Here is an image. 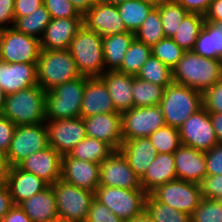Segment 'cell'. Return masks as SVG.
<instances>
[{"label":"cell","mask_w":222,"mask_h":222,"mask_svg":"<svg viewBox=\"0 0 222 222\" xmlns=\"http://www.w3.org/2000/svg\"><path fill=\"white\" fill-rule=\"evenodd\" d=\"M173 82L203 93L222 79V60L185 51L172 69Z\"/></svg>","instance_id":"1"},{"label":"cell","mask_w":222,"mask_h":222,"mask_svg":"<svg viewBox=\"0 0 222 222\" xmlns=\"http://www.w3.org/2000/svg\"><path fill=\"white\" fill-rule=\"evenodd\" d=\"M46 92L33 85L16 93L5 95L2 115L16 126L38 124L46 121Z\"/></svg>","instance_id":"2"},{"label":"cell","mask_w":222,"mask_h":222,"mask_svg":"<svg viewBox=\"0 0 222 222\" xmlns=\"http://www.w3.org/2000/svg\"><path fill=\"white\" fill-rule=\"evenodd\" d=\"M36 65L38 84L45 92L81 76L68 49H41Z\"/></svg>","instance_id":"3"},{"label":"cell","mask_w":222,"mask_h":222,"mask_svg":"<svg viewBox=\"0 0 222 222\" xmlns=\"http://www.w3.org/2000/svg\"><path fill=\"white\" fill-rule=\"evenodd\" d=\"M159 106L165 124L179 129L193 113L203 107L202 93L172 82L165 88Z\"/></svg>","instance_id":"4"},{"label":"cell","mask_w":222,"mask_h":222,"mask_svg":"<svg viewBox=\"0 0 222 222\" xmlns=\"http://www.w3.org/2000/svg\"><path fill=\"white\" fill-rule=\"evenodd\" d=\"M81 75L100 77L105 72L103 38L84 25L78 30L68 49Z\"/></svg>","instance_id":"5"},{"label":"cell","mask_w":222,"mask_h":222,"mask_svg":"<svg viewBox=\"0 0 222 222\" xmlns=\"http://www.w3.org/2000/svg\"><path fill=\"white\" fill-rule=\"evenodd\" d=\"M85 76L63 83L46 92V120L80 117Z\"/></svg>","instance_id":"6"},{"label":"cell","mask_w":222,"mask_h":222,"mask_svg":"<svg viewBox=\"0 0 222 222\" xmlns=\"http://www.w3.org/2000/svg\"><path fill=\"white\" fill-rule=\"evenodd\" d=\"M49 146L45 122L17 125L9 150L4 155L7 168L18 166L27 156L44 150Z\"/></svg>","instance_id":"7"},{"label":"cell","mask_w":222,"mask_h":222,"mask_svg":"<svg viewBox=\"0 0 222 222\" xmlns=\"http://www.w3.org/2000/svg\"><path fill=\"white\" fill-rule=\"evenodd\" d=\"M51 186L57 203L58 217L85 222L91 203L95 199V192L79 188L62 179Z\"/></svg>","instance_id":"8"},{"label":"cell","mask_w":222,"mask_h":222,"mask_svg":"<svg viewBox=\"0 0 222 222\" xmlns=\"http://www.w3.org/2000/svg\"><path fill=\"white\" fill-rule=\"evenodd\" d=\"M147 196L144 190L109 186H99L95 191V199L123 221L132 219L145 210Z\"/></svg>","instance_id":"9"},{"label":"cell","mask_w":222,"mask_h":222,"mask_svg":"<svg viewBox=\"0 0 222 222\" xmlns=\"http://www.w3.org/2000/svg\"><path fill=\"white\" fill-rule=\"evenodd\" d=\"M40 40L14 27L0 30V60L6 63H37Z\"/></svg>","instance_id":"10"},{"label":"cell","mask_w":222,"mask_h":222,"mask_svg":"<svg viewBox=\"0 0 222 222\" xmlns=\"http://www.w3.org/2000/svg\"><path fill=\"white\" fill-rule=\"evenodd\" d=\"M157 201L191 215L203 199L200 184L175 179L150 193Z\"/></svg>","instance_id":"11"},{"label":"cell","mask_w":222,"mask_h":222,"mask_svg":"<svg viewBox=\"0 0 222 222\" xmlns=\"http://www.w3.org/2000/svg\"><path fill=\"white\" fill-rule=\"evenodd\" d=\"M121 124L123 140L149 137L166 125L159 105L126 110L121 113Z\"/></svg>","instance_id":"12"},{"label":"cell","mask_w":222,"mask_h":222,"mask_svg":"<svg viewBox=\"0 0 222 222\" xmlns=\"http://www.w3.org/2000/svg\"><path fill=\"white\" fill-rule=\"evenodd\" d=\"M179 134L182 145L198 151L207 152L219 143L210 120V113L204 107L182 124Z\"/></svg>","instance_id":"13"},{"label":"cell","mask_w":222,"mask_h":222,"mask_svg":"<svg viewBox=\"0 0 222 222\" xmlns=\"http://www.w3.org/2000/svg\"><path fill=\"white\" fill-rule=\"evenodd\" d=\"M49 146L62 156L68 154L86 137V129L82 117L46 120Z\"/></svg>","instance_id":"14"},{"label":"cell","mask_w":222,"mask_h":222,"mask_svg":"<svg viewBox=\"0 0 222 222\" xmlns=\"http://www.w3.org/2000/svg\"><path fill=\"white\" fill-rule=\"evenodd\" d=\"M99 186L143 190L140 179L119 150L114 151L100 164Z\"/></svg>","instance_id":"15"},{"label":"cell","mask_w":222,"mask_h":222,"mask_svg":"<svg viewBox=\"0 0 222 222\" xmlns=\"http://www.w3.org/2000/svg\"><path fill=\"white\" fill-rule=\"evenodd\" d=\"M86 136L96 138L109 144L118 151L123 143L121 113H100L83 118Z\"/></svg>","instance_id":"16"},{"label":"cell","mask_w":222,"mask_h":222,"mask_svg":"<svg viewBox=\"0 0 222 222\" xmlns=\"http://www.w3.org/2000/svg\"><path fill=\"white\" fill-rule=\"evenodd\" d=\"M83 25L100 36L128 32L116 5L96 2L84 15Z\"/></svg>","instance_id":"17"},{"label":"cell","mask_w":222,"mask_h":222,"mask_svg":"<svg viewBox=\"0 0 222 222\" xmlns=\"http://www.w3.org/2000/svg\"><path fill=\"white\" fill-rule=\"evenodd\" d=\"M61 179L82 189L95 192L99 187L100 164L62 156Z\"/></svg>","instance_id":"18"},{"label":"cell","mask_w":222,"mask_h":222,"mask_svg":"<svg viewBox=\"0 0 222 222\" xmlns=\"http://www.w3.org/2000/svg\"><path fill=\"white\" fill-rule=\"evenodd\" d=\"M18 167L41 178L48 185L61 179L62 155L51 146L27 156Z\"/></svg>","instance_id":"19"},{"label":"cell","mask_w":222,"mask_h":222,"mask_svg":"<svg viewBox=\"0 0 222 222\" xmlns=\"http://www.w3.org/2000/svg\"><path fill=\"white\" fill-rule=\"evenodd\" d=\"M82 26L83 17L51 19L40 39L41 49H69L71 41Z\"/></svg>","instance_id":"20"},{"label":"cell","mask_w":222,"mask_h":222,"mask_svg":"<svg viewBox=\"0 0 222 222\" xmlns=\"http://www.w3.org/2000/svg\"><path fill=\"white\" fill-rule=\"evenodd\" d=\"M37 63H6L0 60V88L5 95L38 84Z\"/></svg>","instance_id":"21"},{"label":"cell","mask_w":222,"mask_h":222,"mask_svg":"<svg viewBox=\"0 0 222 222\" xmlns=\"http://www.w3.org/2000/svg\"><path fill=\"white\" fill-rule=\"evenodd\" d=\"M5 182L14 205H20L49 186L41 178L20 169L18 166L6 168Z\"/></svg>","instance_id":"22"},{"label":"cell","mask_w":222,"mask_h":222,"mask_svg":"<svg viewBox=\"0 0 222 222\" xmlns=\"http://www.w3.org/2000/svg\"><path fill=\"white\" fill-rule=\"evenodd\" d=\"M117 112L108 89L100 77L85 76V88L80 117L87 118L100 113Z\"/></svg>","instance_id":"23"},{"label":"cell","mask_w":222,"mask_h":222,"mask_svg":"<svg viewBox=\"0 0 222 222\" xmlns=\"http://www.w3.org/2000/svg\"><path fill=\"white\" fill-rule=\"evenodd\" d=\"M173 155L177 179L200 184L207 176L205 152L181 145Z\"/></svg>","instance_id":"24"},{"label":"cell","mask_w":222,"mask_h":222,"mask_svg":"<svg viewBox=\"0 0 222 222\" xmlns=\"http://www.w3.org/2000/svg\"><path fill=\"white\" fill-rule=\"evenodd\" d=\"M119 151L139 179L145 175L158 154L149 137L123 140Z\"/></svg>","instance_id":"25"},{"label":"cell","mask_w":222,"mask_h":222,"mask_svg":"<svg viewBox=\"0 0 222 222\" xmlns=\"http://www.w3.org/2000/svg\"><path fill=\"white\" fill-rule=\"evenodd\" d=\"M100 78L108 89L116 111L122 113L134 107L132 95L133 75L110 70L104 72Z\"/></svg>","instance_id":"26"},{"label":"cell","mask_w":222,"mask_h":222,"mask_svg":"<svg viewBox=\"0 0 222 222\" xmlns=\"http://www.w3.org/2000/svg\"><path fill=\"white\" fill-rule=\"evenodd\" d=\"M177 179L175 158L170 153H158L155 160L148 167L145 175L140 179L142 189L150 194L158 186Z\"/></svg>","instance_id":"27"},{"label":"cell","mask_w":222,"mask_h":222,"mask_svg":"<svg viewBox=\"0 0 222 222\" xmlns=\"http://www.w3.org/2000/svg\"><path fill=\"white\" fill-rule=\"evenodd\" d=\"M32 222H53L58 218L53 187L49 185L20 204Z\"/></svg>","instance_id":"28"},{"label":"cell","mask_w":222,"mask_h":222,"mask_svg":"<svg viewBox=\"0 0 222 222\" xmlns=\"http://www.w3.org/2000/svg\"><path fill=\"white\" fill-rule=\"evenodd\" d=\"M192 51L206 58L222 60V22L205 20Z\"/></svg>","instance_id":"29"},{"label":"cell","mask_w":222,"mask_h":222,"mask_svg":"<svg viewBox=\"0 0 222 222\" xmlns=\"http://www.w3.org/2000/svg\"><path fill=\"white\" fill-rule=\"evenodd\" d=\"M103 57L105 72L117 70L123 61L124 55L133 41V32H122L103 36Z\"/></svg>","instance_id":"30"},{"label":"cell","mask_w":222,"mask_h":222,"mask_svg":"<svg viewBox=\"0 0 222 222\" xmlns=\"http://www.w3.org/2000/svg\"><path fill=\"white\" fill-rule=\"evenodd\" d=\"M114 151L104 141L86 136L68 154L72 158L101 164Z\"/></svg>","instance_id":"31"},{"label":"cell","mask_w":222,"mask_h":222,"mask_svg":"<svg viewBox=\"0 0 222 222\" xmlns=\"http://www.w3.org/2000/svg\"><path fill=\"white\" fill-rule=\"evenodd\" d=\"M204 21L203 15L187 13L171 38L184 51H192Z\"/></svg>","instance_id":"32"},{"label":"cell","mask_w":222,"mask_h":222,"mask_svg":"<svg viewBox=\"0 0 222 222\" xmlns=\"http://www.w3.org/2000/svg\"><path fill=\"white\" fill-rule=\"evenodd\" d=\"M117 7L126 29L135 33L155 6L140 0H128Z\"/></svg>","instance_id":"33"},{"label":"cell","mask_w":222,"mask_h":222,"mask_svg":"<svg viewBox=\"0 0 222 222\" xmlns=\"http://www.w3.org/2000/svg\"><path fill=\"white\" fill-rule=\"evenodd\" d=\"M50 21V14L43 5L25 17L15 18L13 27L21 33L40 40Z\"/></svg>","instance_id":"34"},{"label":"cell","mask_w":222,"mask_h":222,"mask_svg":"<svg viewBox=\"0 0 222 222\" xmlns=\"http://www.w3.org/2000/svg\"><path fill=\"white\" fill-rule=\"evenodd\" d=\"M165 87L134 76L132 95L134 107H147L160 105Z\"/></svg>","instance_id":"35"},{"label":"cell","mask_w":222,"mask_h":222,"mask_svg":"<svg viewBox=\"0 0 222 222\" xmlns=\"http://www.w3.org/2000/svg\"><path fill=\"white\" fill-rule=\"evenodd\" d=\"M134 37L151 48L165 38L158 7L150 11L141 27L134 33Z\"/></svg>","instance_id":"36"},{"label":"cell","mask_w":222,"mask_h":222,"mask_svg":"<svg viewBox=\"0 0 222 222\" xmlns=\"http://www.w3.org/2000/svg\"><path fill=\"white\" fill-rule=\"evenodd\" d=\"M151 54V47L134 38L124 55L121 66L117 69V71L137 76L141 67L148 60Z\"/></svg>","instance_id":"37"},{"label":"cell","mask_w":222,"mask_h":222,"mask_svg":"<svg viewBox=\"0 0 222 222\" xmlns=\"http://www.w3.org/2000/svg\"><path fill=\"white\" fill-rule=\"evenodd\" d=\"M136 77L165 88L173 82L172 70L152 54Z\"/></svg>","instance_id":"38"},{"label":"cell","mask_w":222,"mask_h":222,"mask_svg":"<svg viewBox=\"0 0 222 222\" xmlns=\"http://www.w3.org/2000/svg\"><path fill=\"white\" fill-rule=\"evenodd\" d=\"M157 7L161 14L165 37H172L188 12L175 0H163Z\"/></svg>","instance_id":"39"},{"label":"cell","mask_w":222,"mask_h":222,"mask_svg":"<svg viewBox=\"0 0 222 222\" xmlns=\"http://www.w3.org/2000/svg\"><path fill=\"white\" fill-rule=\"evenodd\" d=\"M145 210L155 222H191L190 215L157 201L151 194L146 198Z\"/></svg>","instance_id":"40"},{"label":"cell","mask_w":222,"mask_h":222,"mask_svg":"<svg viewBox=\"0 0 222 222\" xmlns=\"http://www.w3.org/2000/svg\"><path fill=\"white\" fill-rule=\"evenodd\" d=\"M157 153L173 154L181 145L179 129L165 125L149 136Z\"/></svg>","instance_id":"41"},{"label":"cell","mask_w":222,"mask_h":222,"mask_svg":"<svg viewBox=\"0 0 222 222\" xmlns=\"http://www.w3.org/2000/svg\"><path fill=\"white\" fill-rule=\"evenodd\" d=\"M185 51L171 38L165 37L151 48V53L171 70L182 58Z\"/></svg>","instance_id":"42"},{"label":"cell","mask_w":222,"mask_h":222,"mask_svg":"<svg viewBox=\"0 0 222 222\" xmlns=\"http://www.w3.org/2000/svg\"><path fill=\"white\" fill-rule=\"evenodd\" d=\"M191 222H222V202L203 198L190 215Z\"/></svg>","instance_id":"43"},{"label":"cell","mask_w":222,"mask_h":222,"mask_svg":"<svg viewBox=\"0 0 222 222\" xmlns=\"http://www.w3.org/2000/svg\"><path fill=\"white\" fill-rule=\"evenodd\" d=\"M51 19L83 17L69 0H43Z\"/></svg>","instance_id":"44"},{"label":"cell","mask_w":222,"mask_h":222,"mask_svg":"<svg viewBox=\"0 0 222 222\" xmlns=\"http://www.w3.org/2000/svg\"><path fill=\"white\" fill-rule=\"evenodd\" d=\"M202 103L209 113H222V79L202 93Z\"/></svg>","instance_id":"45"},{"label":"cell","mask_w":222,"mask_h":222,"mask_svg":"<svg viewBox=\"0 0 222 222\" xmlns=\"http://www.w3.org/2000/svg\"><path fill=\"white\" fill-rule=\"evenodd\" d=\"M85 222H124L111 209L94 199Z\"/></svg>","instance_id":"46"},{"label":"cell","mask_w":222,"mask_h":222,"mask_svg":"<svg viewBox=\"0 0 222 222\" xmlns=\"http://www.w3.org/2000/svg\"><path fill=\"white\" fill-rule=\"evenodd\" d=\"M203 198L222 202V175H207L200 183Z\"/></svg>","instance_id":"47"},{"label":"cell","mask_w":222,"mask_h":222,"mask_svg":"<svg viewBox=\"0 0 222 222\" xmlns=\"http://www.w3.org/2000/svg\"><path fill=\"white\" fill-rule=\"evenodd\" d=\"M207 175H222V143L205 152Z\"/></svg>","instance_id":"48"},{"label":"cell","mask_w":222,"mask_h":222,"mask_svg":"<svg viewBox=\"0 0 222 222\" xmlns=\"http://www.w3.org/2000/svg\"><path fill=\"white\" fill-rule=\"evenodd\" d=\"M16 125L6 116L0 114V154L3 156L10 147Z\"/></svg>","instance_id":"49"},{"label":"cell","mask_w":222,"mask_h":222,"mask_svg":"<svg viewBox=\"0 0 222 222\" xmlns=\"http://www.w3.org/2000/svg\"><path fill=\"white\" fill-rule=\"evenodd\" d=\"M14 3L15 0H0V30L14 26Z\"/></svg>","instance_id":"50"},{"label":"cell","mask_w":222,"mask_h":222,"mask_svg":"<svg viewBox=\"0 0 222 222\" xmlns=\"http://www.w3.org/2000/svg\"><path fill=\"white\" fill-rule=\"evenodd\" d=\"M43 6V0H15V18H22Z\"/></svg>","instance_id":"51"},{"label":"cell","mask_w":222,"mask_h":222,"mask_svg":"<svg viewBox=\"0 0 222 222\" xmlns=\"http://www.w3.org/2000/svg\"><path fill=\"white\" fill-rule=\"evenodd\" d=\"M183 6L188 13H197L205 16L213 0H175Z\"/></svg>","instance_id":"52"},{"label":"cell","mask_w":222,"mask_h":222,"mask_svg":"<svg viewBox=\"0 0 222 222\" xmlns=\"http://www.w3.org/2000/svg\"><path fill=\"white\" fill-rule=\"evenodd\" d=\"M13 205L9 188L4 181L0 183V220L8 213Z\"/></svg>","instance_id":"53"},{"label":"cell","mask_w":222,"mask_h":222,"mask_svg":"<svg viewBox=\"0 0 222 222\" xmlns=\"http://www.w3.org/2000/svg\"><path fill=\"white\" fill-rule=\"evenodd\" d=\"M0 222H32L20 205H13Z\"/></svg>","instance_id":"54"},{"label":"cell","mask_w":222,"mask_h":222,"mask_svg":"<svg viewBox=\"0 0 222 222\" xmlns=\"http://www.w3.org/2000/svg\"><path fill=\"white\" fill-rule=\"evenodd\" d=\"M204 17L209 22H222V0H213Z\"/></svg>","instance_id":"55"},{"label":"cell","mask_w":222,"mask_h":222,"mask_svg":"<svg viewBox=\"0 0 222 222\" xmlns=\"http://www.w3.org/2000/svg\"><path fill=\"white\" fill-rule=\"evenodd\" d=\"M210 120L219 143H222V113H210Z\"/></svg>","instance_id":"56"},{"label":"cell","mask_w":222,"mask_h":222,"mask_svg":"<svg viewBox=\"0 0 222 222\" xmlns=\"http://www.w3.org/2000/svg\"><path fill=\"white\" fill-rule=\"evenodd\" d=\"M77 11L84 15L96 2L97 0H69Z\"/></svg>","instance_id":"57"},{"label":"cell","mask_w":222,"mask_h":222,"mask_svg":"<svg viewBox=\"0 0 222 222\" xmlns=\"http://www.w3.org/2000/svg\"><path fill=\"white\" fill-rule=\"evenodd\" d=\"M124 222H155V220L151 217V215L146 210H144L138 216L129 220H125Z\"/></svg>","instance_id":"58"},{"label":"cell","mask_w":222,"mask_h":222,"mask_svg":"<svg viewBox=\"0 0 222 222\" xmlns=\"http://www.w3.org/2000/svg\"><path fill=\"white\" fill-rule=\"evenodd\" d=\"M6 168L4 156L0 154V183L5 181Z\"/></svg>","instance_id":"59"},{"label":"cell","mask_w":222,"mask_h":222,"mask_svg":"<svg viewBox=\"0 0 222 222\" xmlns=\"http://www.w3.org/2000/svg\"><path fill=\"white\" fill-rule=\"evenodd\" d=\"M126 1L128 0H97V2H100V3L111 4V5H116V6Z\"/></svg>","instance_id":"60"},{"label":"cell","mask_w":222,"mask_h":222,"mask_svg":"<svg viewBox=\"0 0 222 222\" xmlns=\"http://www.w3.org/2000/svg\"><path fill=\"white\" fill-rule=\"evenodd\" d=\"M4 102H5V94L3 90L0 88V114L2 113Z\"/></svg>","instance_id":"61"},{"label":"cell","mask_w":222,"mask_h":222,"mask_svg":"<svg viewBox=\"0 0 222 222\" xmlns=\"http://www.w3.org/2000/svg\"><path fill=\"white\" fill-rule=\"evenodd\" d=\"M140 1L150 3V4L154 5L155 7H157V5L159 3H161L163 0H140Z\"/></svg>","instance_id":"62"},{"label":"cell","mask_w":222,"mask_h":222,"mask_svg":"<svg viewBox=\"0 0 222 222\" xmlns=\"http://www.w3.org/2000/svg\"><path fill=\"white\" fill-rule=\"evenodd\" d=\"M53 222H77V221H73V220H66V219H62V218H56Z\"/></svg>","instance_id":"63"}]
</instances>
